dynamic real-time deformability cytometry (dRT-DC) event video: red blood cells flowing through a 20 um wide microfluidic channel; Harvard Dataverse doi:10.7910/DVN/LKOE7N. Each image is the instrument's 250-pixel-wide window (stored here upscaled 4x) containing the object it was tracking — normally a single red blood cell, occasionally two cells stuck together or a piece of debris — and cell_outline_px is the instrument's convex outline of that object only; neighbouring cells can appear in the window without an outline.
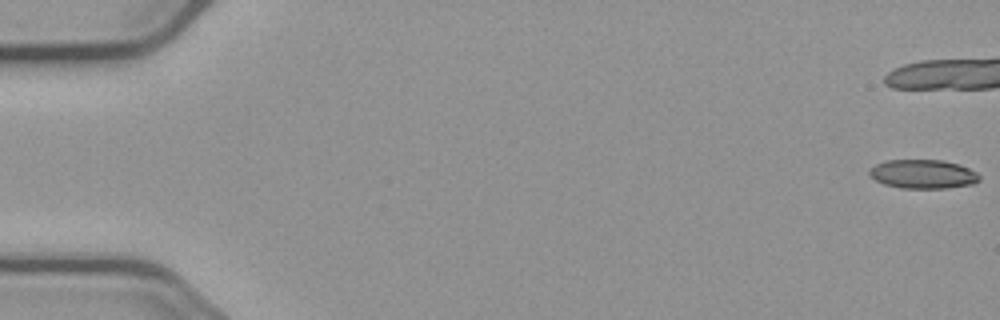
{"species": "common noctule bat (a hibernating species)", "species_latin": "Nyctalus noctula", "temperature_condition": "cold", "stored_images_in_passage": 10, "camera_frame_rate_fps": 3000, "um_per_image_px": 0.085, "animal": {"sex": "male", "body_mass_g": 23.1, "forearm_length_mm": 52.7}, "frame": {"image": 1, "passage_image": 1, "time_ms": 0.0, "image_size_px": [1000, 320], "cell_outline_px": [[980, 180], [972, 184], [944, 188], [900, 188], [884, 184], [868, 176], [868, 172], [876, 164], [884, 160], [944, 160], [960, 164], [976, 172], [980, 176]], "centroid_in_image_um": [78.44, 14.79], "position_along_channel_um": 6.6, "area_um2": 18.61}}